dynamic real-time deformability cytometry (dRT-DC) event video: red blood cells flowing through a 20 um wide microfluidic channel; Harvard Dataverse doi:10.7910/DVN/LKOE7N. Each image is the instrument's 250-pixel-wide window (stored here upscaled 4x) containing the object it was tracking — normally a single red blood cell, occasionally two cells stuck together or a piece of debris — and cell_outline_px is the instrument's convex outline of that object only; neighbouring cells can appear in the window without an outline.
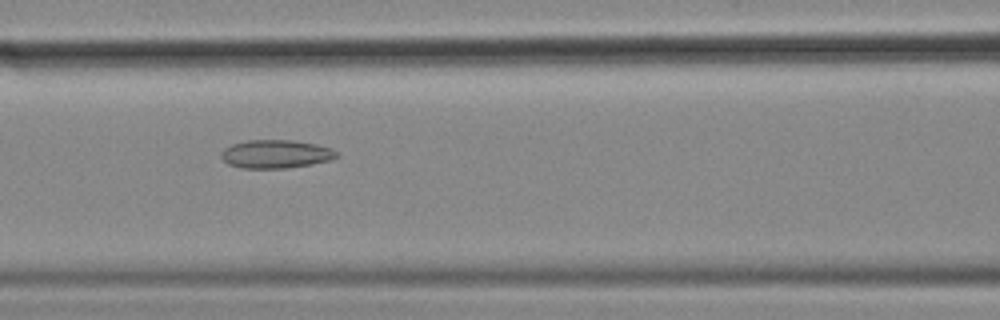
{"species": "common noctule bat (a hibernating species)", "species_latin": "Nyctalus noctula", "temperature_condition": "cold", "stored_images_in_passage": 56, "camera_frame_rate_fps": 3000, "um_per_image_px": 0.085, "animal": {"sex": "female", "body_mass_g": 18.4}, "frame": {"image": 1, "passage_image": 24, "time_ms": 7.667, "image_size_px": [1000, 320], "cell_outline_px": [[340, 156], [332, 160], [312, 164], [288, 168], [240, 168], [228, 164], [220, 156], [220, 152], [224, 148], [232, 144], [248, 140], [292, 140], [316, 144], [332, 148]], "centroid_in_image_um": [23.45, 13.09], "position_along_channel_um": 143.1, "area_um2": 19.25}}
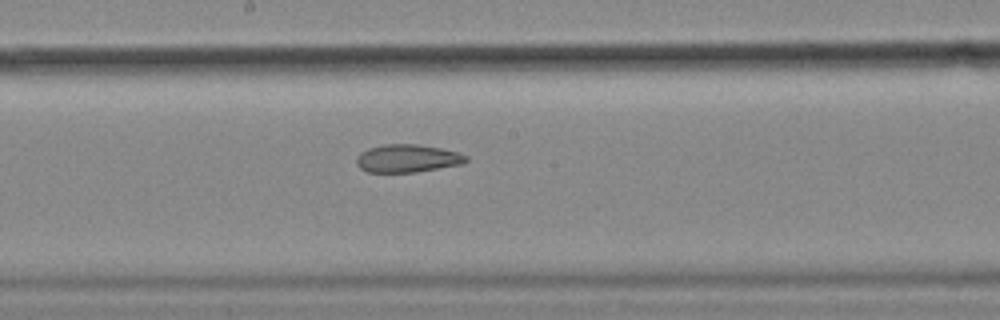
{"frame": {"image": 2, "passage_image": 30, "time_ms": 9.667, "image_size_px": [1000, 320], "cell_outline_px": [[468, 160], [464, 164], [416, 172], [368, 172], [360, 168], [356, 164], [356, 156], [360, 152], [368, 148], [384, 144], [416, 144], [440, 148], [456, 152], [468, 156]], "centroid_in_image_um": [34.62, 13.46], "position_along_channel_um": 213.6, "area_um2": 17.92}}
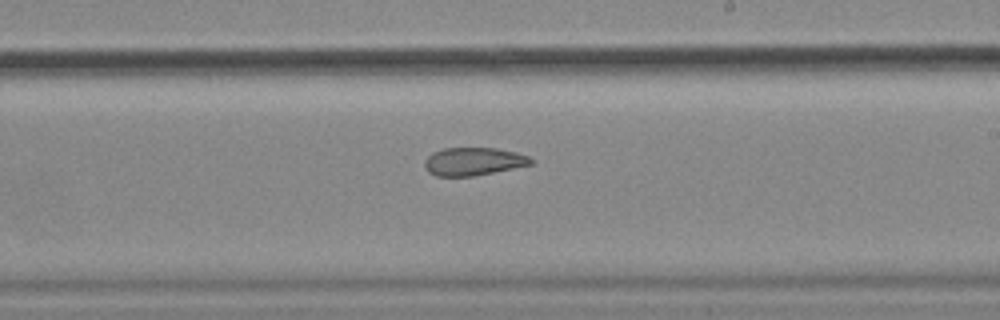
{"frame": {"image": 3, "passage_image": 33, "time_ms": 10.667, "image_size_px": [1000, 320], "cell_outline_px": [[536, 160], [532, 164], [472, 176], [436, 176], [428, 172], [424, 168], [424, 160], [432, 152], [444, 148], [496, 148], [516, 152], [528, 156]], "centroid_in_image_um": [40.22, 13.72], "position_along_channel_um": 248.8, "area_um2": 17.34}, "authors_computed_cell_mechanics": {"area_um2": 21.8773, "velocity_mm_per_s": 3.5304, "shape_relaxation_time_tau1_ms": null, "shape_relaxation_time_tau2_ms": 3.6451, "deformation_change_tau1": null, "deformation_change_tau2": 0.1089}}